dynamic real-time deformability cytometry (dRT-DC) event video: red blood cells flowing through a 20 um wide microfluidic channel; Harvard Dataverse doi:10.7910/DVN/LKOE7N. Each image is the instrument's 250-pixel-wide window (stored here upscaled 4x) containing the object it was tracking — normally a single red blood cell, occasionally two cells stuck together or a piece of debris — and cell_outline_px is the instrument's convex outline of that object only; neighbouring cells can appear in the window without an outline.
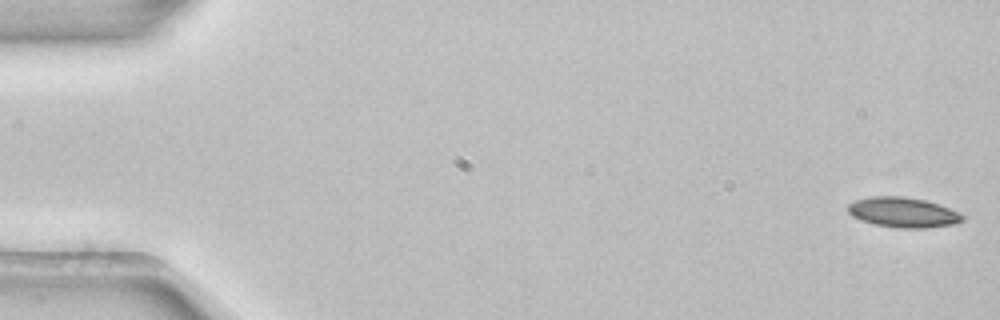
{"species": "common noctule bat (a hibernating species)", "species_latin": "Nyctalus noctula", "temperature_condition": "room temperature", "stored_images_in_passage": 53, "camera_frame_rate_fps": 3000, "um_per_image_px": 0.085, "animal": {"sex": "female", "body_mass_g": 22.7, "forearm_length_mm": 54.2}, "frame": {"image": 1, "passage_image": 1, "time_ms": 0.0, "image_size_px": [1000, 320], "cell_outline_px": [[964, 220], [956, 224], [928, 228], [900, 228], [876, 224], [860, 220], [852, 216], [848, 212], [848, 204], [856, 200], [868, 196], [904, 196], [924, 200], [960, 212], [964, 216]], "centroid_in_image_um": [76.77, 18.05], "position_along_channel_um": 8.2, "area_um2": 20.11}}
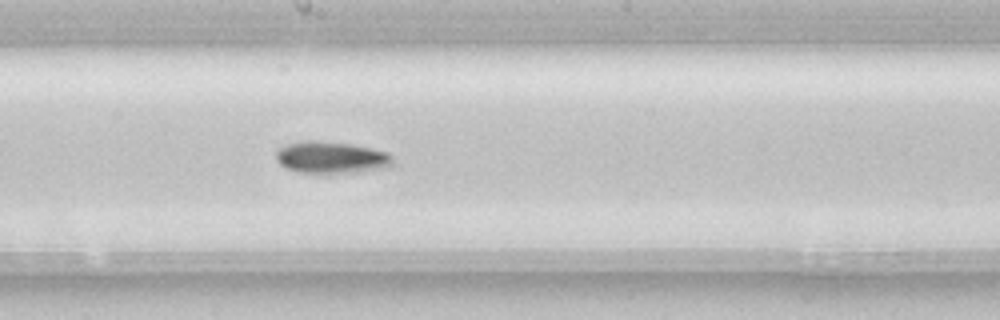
{"frame": {"image": 2, "passage_image": 29, "time_ms": 9.333, "image_size_px": [1000, 320], "cell_outline_px": [[392, 164], [384, 168], [360, 172], [296, 172], [284, 168], [276, 160], [276, 152], [280, 148], [288, 144], [304, 140], [320, 140], [348, 144], [372, 148], [388, 152], [392, 156]], "centroid_in_image_um": [28.14, 13.37], "position_along_channel_um": 220.1, "area_um2": 21.62}}
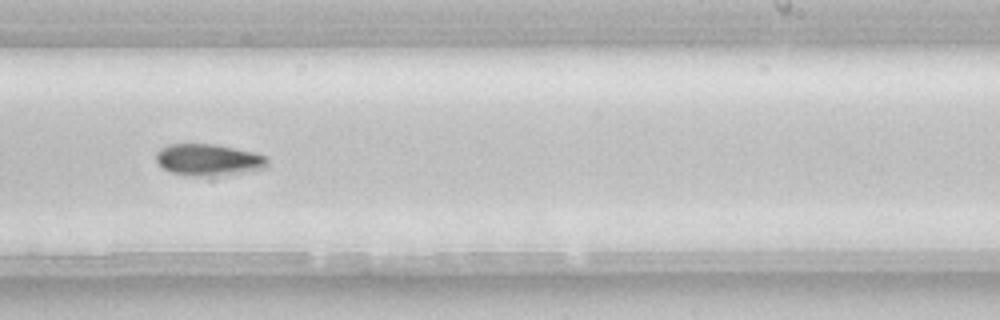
{"frame": {"image": 3, "passage_image": 33, "time_ms": 10.667, "image_size_px": [1000, 320], "cell_outline_px": [[268, 164], [264, 168], [240, 172], [200, 176], [196, 176], [172, 172], [164, 168], [156, 160], [156, 152], [160, 148], [168, 144], [216, 144], [252, 152], [264, 156], [268, 160]], "centroid_in_image_um": [17.68, 13.56], "position_along_channel_um": 271.3, "area_um2": 20.0}, "authors_computed_cell_mechanics": {"area_um2": 20.1144, "velocity_mm_per_s": 3.8668, "shape_relaxation_time_tau1_ms": 4.8327, "shape_relaxation_time_tau2_ms": null, "deformation_change_tau1": 0.1411, "deformation_change_tau2": null}}